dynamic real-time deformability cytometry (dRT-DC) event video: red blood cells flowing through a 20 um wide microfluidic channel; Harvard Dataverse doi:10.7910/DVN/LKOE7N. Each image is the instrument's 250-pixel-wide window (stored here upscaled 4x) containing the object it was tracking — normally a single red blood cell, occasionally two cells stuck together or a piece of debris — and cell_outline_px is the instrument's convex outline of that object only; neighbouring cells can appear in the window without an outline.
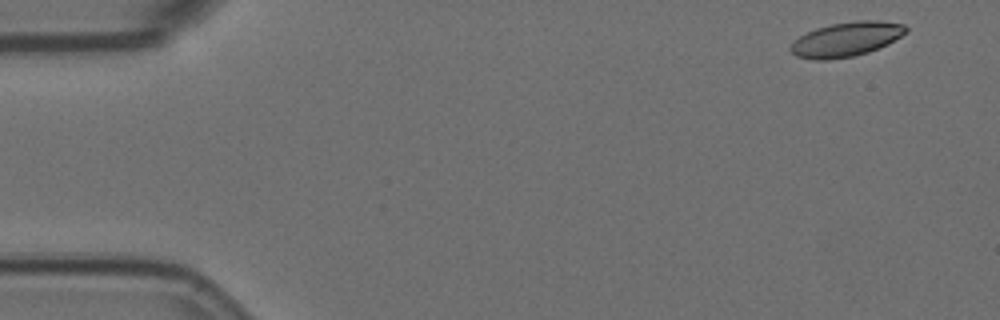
{"species": "Egyptian fruit bat (a non-hibernating species)", "species_latin": "Rousettus aegyptiacus", "temperature_condition": "room temperature", "stored_images_in_passage": 2, "segment_of_instrument_passage": [2, 2], "camera_frame_rate_fps": 3000, "um_per_image_px": 0.085, "animal": {"sex": "female"}, "frame": {"image": 1, "passage_image": 2, "time_ms": 0.333, "image_size_px": [1000, 320], "cell_outline_px": [[908, 32], [888, 44], [868, 52], [852, 56], [824, 60], [816, 60], [796, 56], [788, 48], [800, 36], [816, 28], [832, 24], [856, 20], [876, 20], [904, 24], [908, 28]], "centroid_in_image_um": [71.96, 3.33], "position_along_channel_um": 13.0, "area_um2": 23.0}}